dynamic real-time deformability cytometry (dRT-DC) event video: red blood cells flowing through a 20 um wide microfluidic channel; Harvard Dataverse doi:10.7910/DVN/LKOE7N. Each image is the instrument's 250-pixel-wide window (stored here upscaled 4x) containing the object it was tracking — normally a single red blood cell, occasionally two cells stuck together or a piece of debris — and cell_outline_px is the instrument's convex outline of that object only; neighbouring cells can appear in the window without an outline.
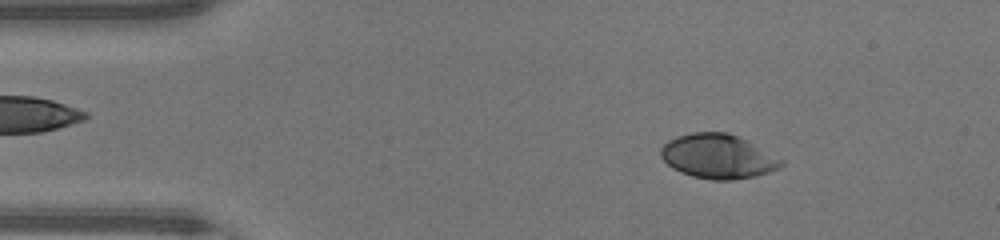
{"species": "human", "species_latin": "Homo sapiens", "temperature_condition": "warm", "stored_images_in_passage": 46, "camera_frame_rate_fps": 3000, "um_per_image_px": 0.085, "donor": {"sex": "male"}, "frame": {"image": 1, "passage_image": 6, "time_ms": 1.667, "image_size_px": [1000, 240], "cell_outline_px": [[784, 164], [780, 168], [756, 176], [732, 180], [712, 180], [692, 176], [680, 172], [672, 168], [660, 156], [660, 148], [668, 140], [676, 136], [692, 132], [728, 132], [740, 136], [748, 140], [784, 160]], "centroid_in_image_um": [61.04, 13.28], "position_along_channel_um": 24.0, "area_um2": 31.44}}
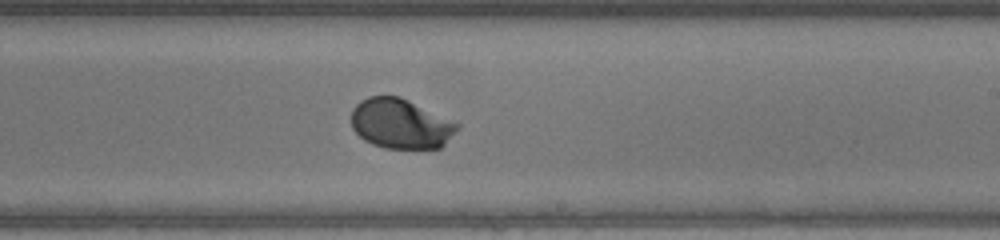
{"frame": {"image": 2, "passage_image": 27, "time_ms": 8.667, "image_size_px": [1000, 240], "cell_outline_px": [[460, 128], [440, 148], [384, 148], [372, 144], [364, 140], [352, 128], [352, 108], [360, 100], [368, 96], [400, 96], [460, 124]], "centroid_in_image_um": [34.04, 10.51], "position_along_channel_um": 255.0, "area_um2": 30.75}}
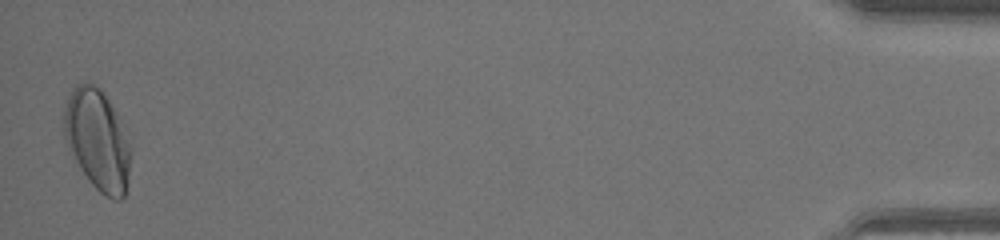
{"frame": {"image": 3, "passage_image": 46, "time_ms": 15.0, "image_size_px": [1000, 240], "cell_outline_px": [[132, 152], [128, 180], [124, 196], [120, 200], [112, 200], [104, 196], [88, 180], [68, 148], [64, 136], [64, 112], [72, 88], [76, 84], [92, 84], [100, 88], [108, 100], [132, 148]], "centroid_in_image_um": [8.29, 11.95], "position_along_channel_um": 426.9, "area_um2": 38.61}, "authors_computed_cell_mechanics": {"area_um2": 30.8941, "velocity_mm_per_s": 4.3044, "shape_relaxation_time_tau1_ms": 2.1872, "shape_relaxation_time_tau2_ms": null, "deformation_change_tau1": 0.1441, "deformation_change_tau2": null}}